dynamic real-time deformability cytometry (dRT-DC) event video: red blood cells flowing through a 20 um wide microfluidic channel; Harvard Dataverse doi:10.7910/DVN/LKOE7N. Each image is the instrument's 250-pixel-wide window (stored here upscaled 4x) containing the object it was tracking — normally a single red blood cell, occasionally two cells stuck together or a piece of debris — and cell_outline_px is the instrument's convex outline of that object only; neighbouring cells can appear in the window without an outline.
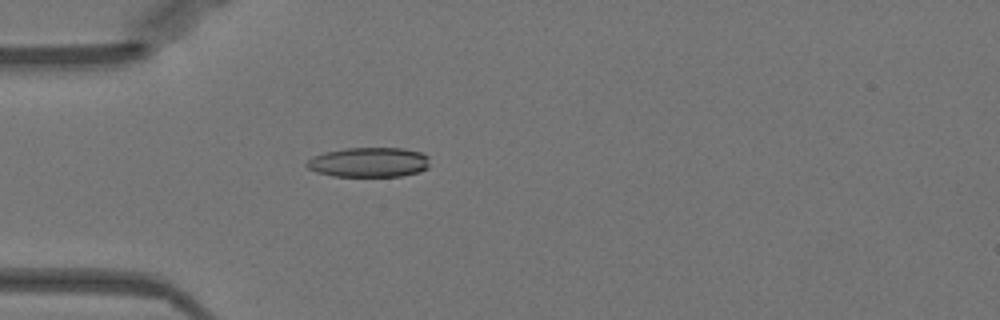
{"species": "Egyptian fruit bat (a non-hibernating species)", "species_latin": "Rousettus aegyptiacus", "temperature_condition": "warm", "stored_images_in_passage": 49, "camera_frame_rate_fps": 3000, "um_per_image_px": 0.085, "animal": {"sex": "female"}, "frame": {"image": 1, "passage_image": 13, "time_ms": 4.0, "image_size_px": [1000, 320], "cell_outline_px": [[428, 168], [420, 172], [400, 176], [332, 176], [316, 172], [308, 168], [304, 164], [312, 156], [324, 152], [348, 148], [404, 148], [420, 152], [428, 156]], "centroid_in_image_um": [31.34, 13.79], "position_along_channel_um": 53.7, "area_um2": 21.44}}
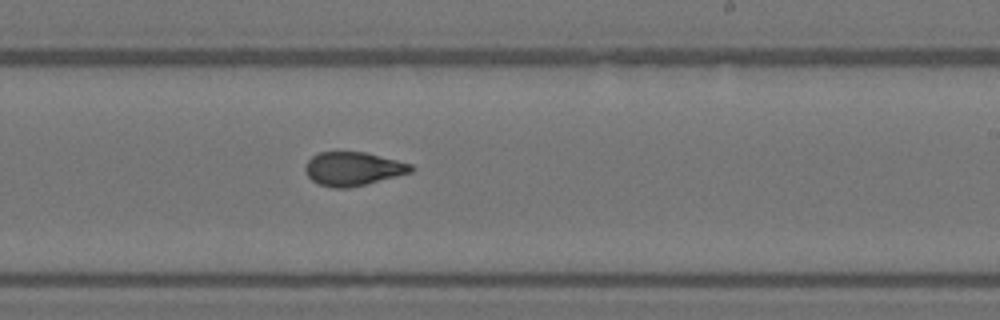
{"frame": {"image": 2, "passage_image": 29, "time_ms": 9.333, "image_size_px": [1000, 320], "cell_outline_px": [[416, 168], [412, 172], [348, 188], [332, 188], [320, 184], [312, 180], [308, 176], [304, 168], [304, 164], [312, 156], [320, 152], [364, 152], [412, 164]], "centroid_in_image_um": [29.99, 14.34], "position_along_channel_um": 259.0, "area_um2": 20.58}}
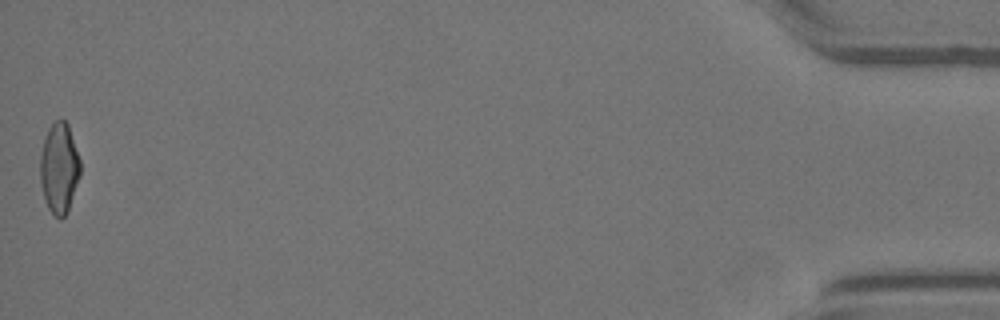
{"frame": {"image": 3, "passage_image": 49, "time_ms": 16.0, "image_size_px": [1000, 320], "cell_outline_px": [[80, 176], [68, 212], [60, 220], [48, 208], [40, 184], [40, 156], [44, 140], [48, 128], [60, 116], [68, 124], [80, 160]], "centroid_in_image_um": [5.04, 14.28], "position_along_channel_um": 430.2, "area_um2": 21.21}, "authors_computed_cell_mechanics": {"area_um2": 21.386, "velocity_mm_per_s": 3.9931, "shape_relaxation_time_tau1_ms": null, "shape_relaxation_time_tau2_ms": 1.2065, "deformation_change_tau1": null, "deformation_change_tau2": 0.0835}}